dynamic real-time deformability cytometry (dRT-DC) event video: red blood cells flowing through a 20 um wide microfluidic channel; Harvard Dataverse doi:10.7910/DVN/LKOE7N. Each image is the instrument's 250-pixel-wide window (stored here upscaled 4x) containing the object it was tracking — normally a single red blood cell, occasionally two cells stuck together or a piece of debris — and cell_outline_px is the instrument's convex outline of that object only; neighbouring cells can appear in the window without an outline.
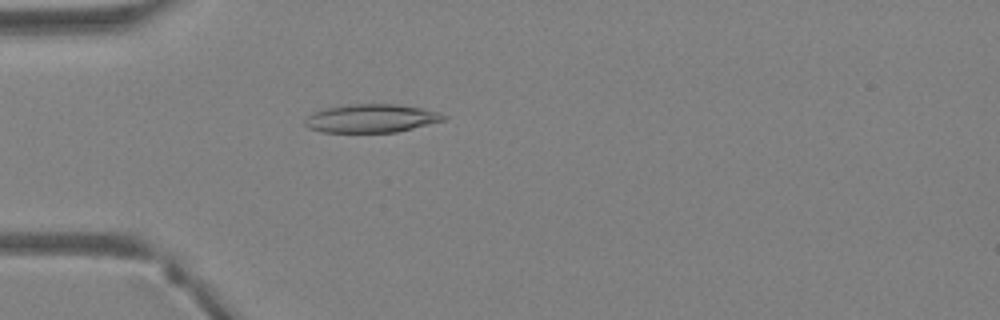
{"species": "Egyptian fruit bat (a non-hibernating species)", "species_latin": "Rousettus aegyptiacus", "temperature_condition": "warm", "stored_images_in_passage": 39, "camera_frame_rate_fps": 3000, "um_per_image_px": 0.085, "animal": {"sex": "female"}, "frame": {"image": 1, "passage_image": 12, "time_ms": 3.667, "image_size_px": [1000, 320], "cell_outline_px": [[448, 116], [444, 120], [396, 132], [320, 132], [308, 128], [304, 124], [304, 120], [312, 112], [344, 104], [396, 104], [420, 108], [440, 112]], "centroid_in_image_um": [31.53, 10.06], "position_along_channel_um": 53.5, "area_um2": 22.89}}
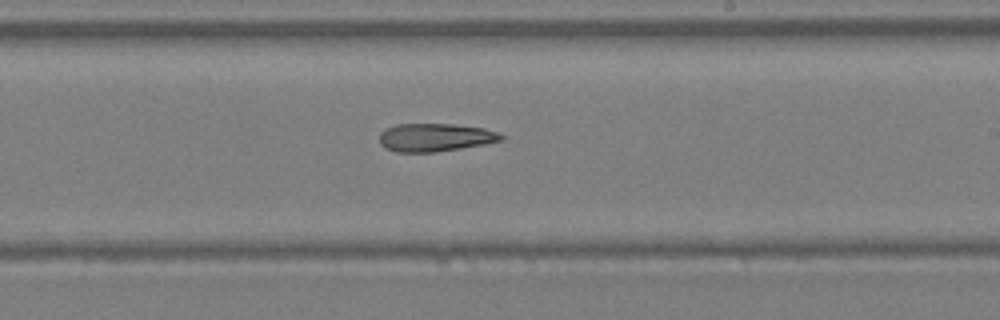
{"frame": {"image": 2, "passage_image": 24, "time_ms": 7.667, "image_size_px": [1000, 320], "cell_outline_px": [[504, 140], [484, 144], [460, 148], [432, 152], [396, 152], [380, 144], [380, 132], [384, 128], [396, 124], [452, 124], [484, 128], [496, 132], [504, 136]], "centroid_in_image_um": [36.97, 11.67], "position_along_channel_um": 252.0, "area_um2": 19.83}}
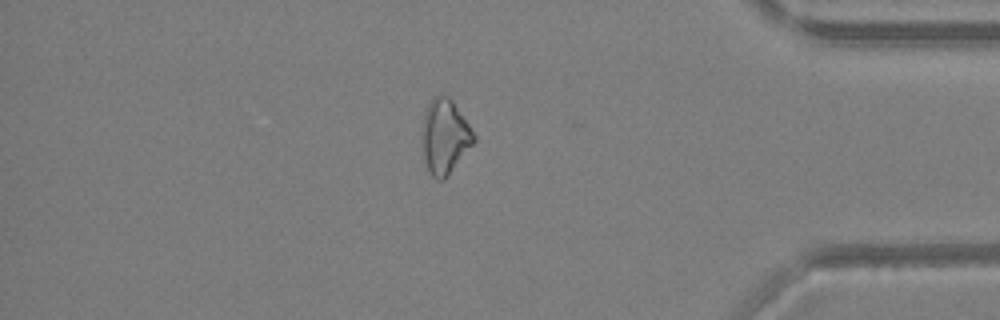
{"frame": {"image": 3, "passage_image": 34, "time_ms": 11.0, "image_size_px": [1000, 320], "cell_outline_px": [[476, 140], [444, 180], [436, 180], [428, 172], [420, 148], [420, 132], [424, 112], [432, 96], [440, 92], [448, 96], [452, 100], [476, 136]], "centroid_in_image_um": [37.74, 11.59], "position_along_channel_um": 397.5, "area_um2": 23.12}}